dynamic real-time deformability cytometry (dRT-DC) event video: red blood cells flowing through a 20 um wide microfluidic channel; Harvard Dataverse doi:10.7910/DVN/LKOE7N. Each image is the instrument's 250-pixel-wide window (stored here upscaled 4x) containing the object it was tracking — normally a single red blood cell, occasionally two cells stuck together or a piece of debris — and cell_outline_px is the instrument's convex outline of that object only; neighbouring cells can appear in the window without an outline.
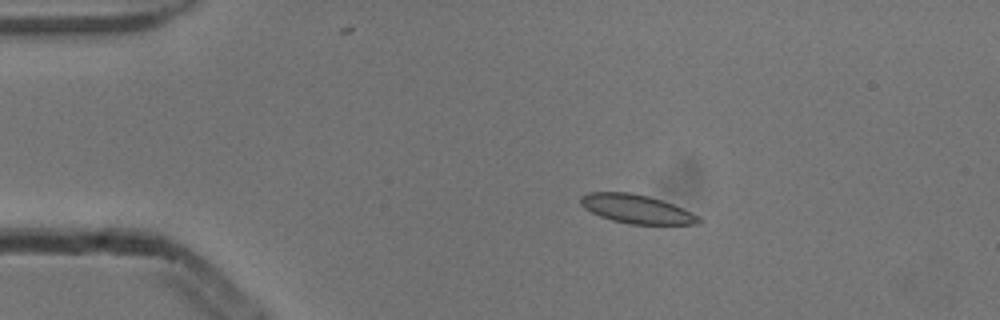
{"species": "common noctule bat (a hibernating species)", "species_latin": "Nyctalus noctula", "temperature_condition": "cold", "stored_images_in_passage": 7, "camera_frame_rate_fps": 3000, "um_per_image_px": 0.085, "animal": {"sex": "male", "body_mass_g": 13.3}, "frame": {"image": 1, "passage_image": 3, "time_ms": 0.667, "image_size_px": [1000, 320], "cell_outline_px": [[704, 220], [700, 224], [632, 224], [612, 220], [600, 216], [584, 208], [580, 204], [580, 196], [588, 192], [628, 192], [648, 196], [672, 204], [692, 212], [700, 216]], "centroid_in_image_um": [54.12, 17.77], "position_along_channel_um": 30.9, "area_um2": 19.77}}
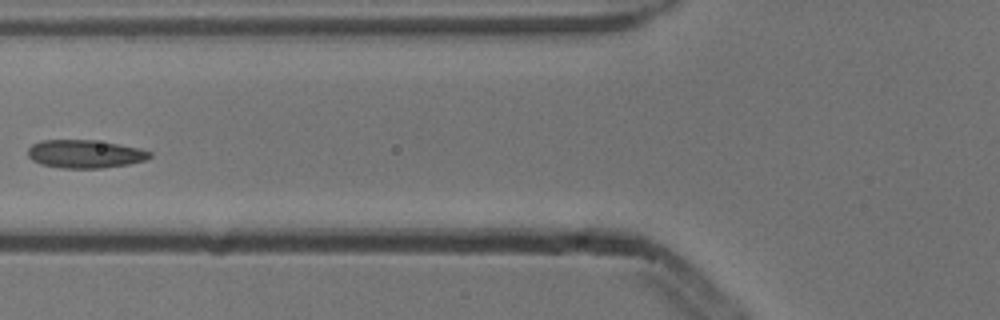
{"frame": {"image": 2, "passage_image": 6, "time_ms": 1.667, "image_size_px": [1000, 320], "cell_outline_px": [[152, 156], [148, 160], [128, 164], [100, 168], [60, 168], [40, 164], [32, 160], [28, 156], [28, 148], [32, 144], [40, 140], [92, 140], [120, 144], [140, 148], [152, 152]], "centroid_in_image_um": [7.23, 13.08], "position_along_channel_um": 118.6, "area_um2": 20.17}}
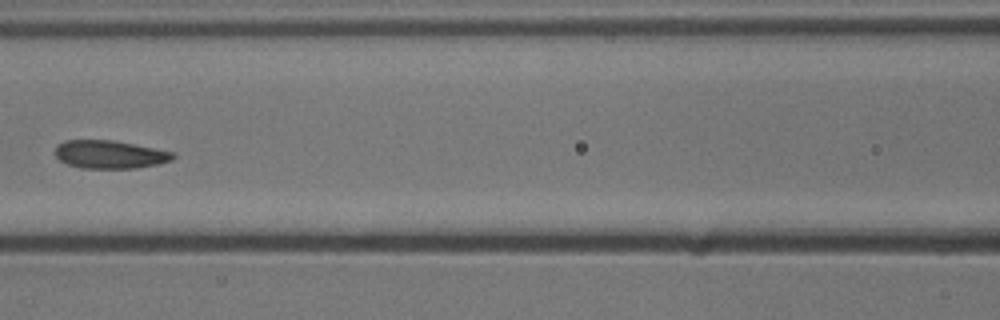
{"frame": {"image": 3, "passage_image": 7, "time_ms": 2.0, "image_size_px": [1000, 320], "cell_outline_px": [[176, 156], [172, 160], [160, 164], [136, 168], [80, 168], [68, 164], [60, 160], [56, 156], [56, 144], [64, 140], [112, 140], [172, 152]], "centroid_in_image_um": [9.31, 13.13], "position_along_channel_um": 157.3, "area_um2": 19.19}}